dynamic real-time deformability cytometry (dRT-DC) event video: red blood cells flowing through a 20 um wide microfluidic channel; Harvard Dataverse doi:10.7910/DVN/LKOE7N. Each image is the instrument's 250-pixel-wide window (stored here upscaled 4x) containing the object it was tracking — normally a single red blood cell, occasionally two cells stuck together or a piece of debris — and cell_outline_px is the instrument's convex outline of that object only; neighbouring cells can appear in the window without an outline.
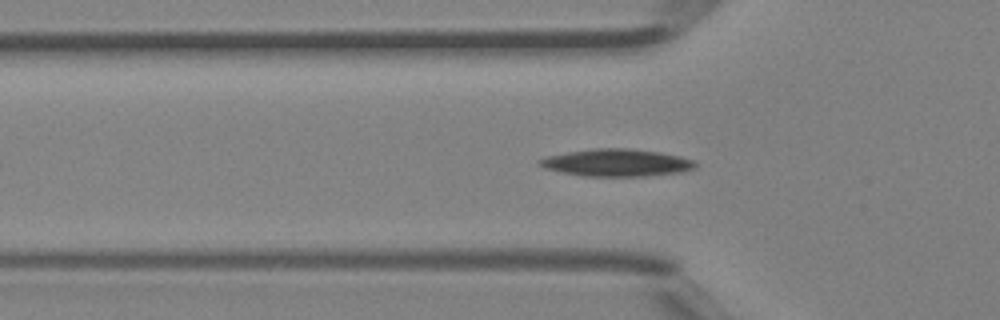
{"species": "Egyptian fruit bat (a non-hibernating species)", "species_latin": "Rousettus aegyptiacus", "temperature_condition": "room temperature", "stored_images_in_passage": 37, "segment_of_instrument_passage": [1, 2], "camera_frame_rate_fps": 3000, "um_per_image_px": 0.085, "animal": {"sex": "female"}, "frame": {"image": 1, "passage_image": 3, "time_ms": 0.667, "image_size_px": [1000, 320], "cell_outline_px": [[696, 168], [680, 172], [644, 176], [584, 176], [544, 168], [536, 160], [548, 156], [568, 152], [596, 148], [628, 148], [660, 152], [680, 156], [696, 160]], "centroid_in_image_um": [52.46, 13.82], "position_along_channel_um": 73.3, "area_um2": 24.68}}
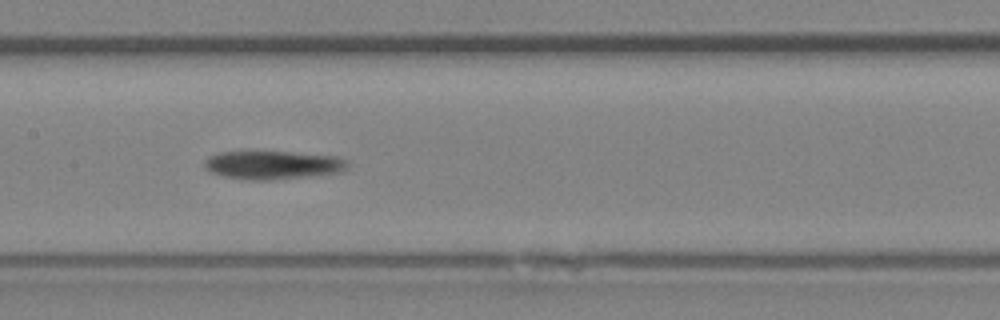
{"frame": {"image": 2, "passage_image": 11, "time_ms": 3.333, "image_size_px": [1000, 320], "cell_outline_px": [[348, 164], [340, 172], [308, 176], [272, 180], [248, 180], [224, 176], [212, 172], [204, 164], [204, 160], [220, 152], [288, 152], [336, 156], [348, 160]], "centroid_in_image_um": [23.21, 14.03], "position_along_channel_um": 184.2, "area_um2": 23.29}}
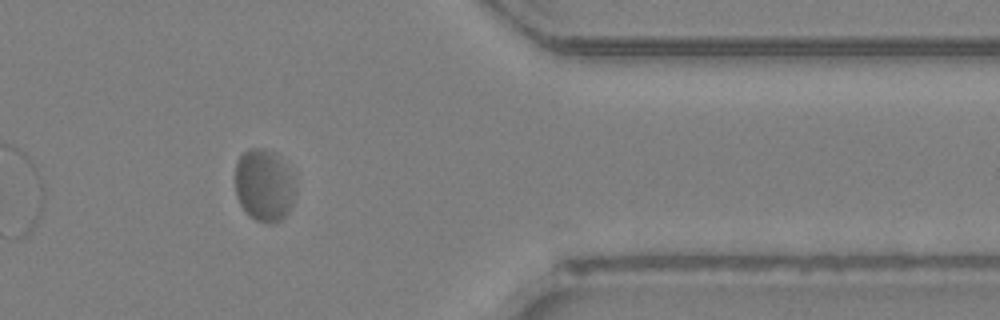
{"frame": {"image": 3, "passage_image": 27, "time_ms": 8.667, "image_size_px": [1000, 320], "cell_outline_px": [[296, 192], [292, 204], [288, 212], [276, 224], [268, 224], [256, 220], [248, 216], [244, 212], [236, 196], [236, 160], [248, 148], [260, 148], [272, 152], [284, 164], [292, 176], [296, 188]], "centroid_in_image_um": [22.43, 15.8], "position_along_channel_um": 389.0, "area_um2": 25.43}}